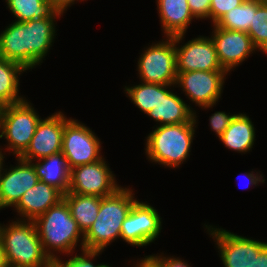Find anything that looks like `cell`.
Instances as JSON below:
<instances>
[{"label":"cell","mask_w":267,"mask_h":267,"mask_svg":"<svg viewBox=\"0 0 267 267\" xmlns=\"http://www.w3.org/2000/svg\"><path fill=\"white\" fill-rule=\"evenodd\" d=\"M28 100L5 105L0 111V138L8 141L6 148L20 157L30 145L41 118Z\"/></svg>","instance_id":"obj_6"},{"label":"cell","mask_w":267,"mask_h":267,"mask_svg":"<svg viewBox=\"0 0 267 267\" xmlns=\"http://www.w3.org/2000/svg\"><path fill=\"white\" fill-rule=\"evenodd\" d=\"M1 147V146H0ZM4 153L2 152V149L0 148V177H1V173L3 171V168H4V165H3V162H4Z\"/></svg>","instance_id":"obj_38"},{"label":"cell","mask_w":267,"mask_h":267,"mask_svg":"<svg viewBox=\"0 0 267 267\" xmlns=\"http://www.w3.org/2000/svg\"><path fill=\"white\" fill-rule=\"evenodd\" d=\"M251 267H267V245L254 257Z\"/></svg>","instance_id":"obj_34"},{"label":"cell","mask_w":267,"mask_h":267,"mask_svg":"<svg viewBox=\"0 0 267 267\" xmlns=\"http://www.w3.org/2000/svg\"><path fill=\"white\" fill-rule=\"evenodd\" d=\"M236 114L229 115L225 112H215L209 118L210 128L216 133L217 137H221L230 125Z\"/></svg>","instance_id":"obj_31"},{"label":"cell","mask_w":267,"mask_h":267,"mask_svg":"<svg viewBox=\"0 0 267 267\" xmlns=\"http://www.w3.org/2000/svg\"><path fill=\"white\" fill-rule=\"evenodd\" d=\"M157 10L165 37H174L186 33L195 19L187 0H156Z\"/></svg>","instance_id":"obj_19"},{"label":"cell","mask_w":267,"mask_h":267,"mask_svg":"<svg viewBox=\"0 0 267 267\" xmlns=\"http://www.w3.org/2000/svg\"><path fill=\"white\" fill-rule=\"evenodd\" d=\"M247 34L251 37L253 45L262 50L267 45V1L265 0L253 12V19Z\"/></svg>","instance_id":"obj_27"},{"label":"cell","mask_w":267,"mask_h":267,"mask_svg":"<svg viewBox=\"0 0 267 267\" xmlns=\"http://www.w3.org/2000/svg\"><path fill=\"white\" fill-rule=\"evenodd\" d=\"M100 143V139L85 124L65 116L61 152L67 159L69 169L102 159Z\"/></svg>","instance_id":"obj_8"},{"label":"cell","mask_w":267,"mask_h":267,"mask_svg":"<svg viewBox=\"0 0 267 267\" xmlns=\"http://www.w3.org/2000/svg\"><path fill=\"white\" fill-rule=\"evenodd\" d=\"M127 96L142 112L147 114L161 102V84L142 82L127 87L124 90Z\"/></svg>","instance_id":"obj_26"},{"label":"cell","mask_w":267,"mask_h":267,"mask_svg":"<svg viewBox=\"0 0 267 267\" xmlns=\"http://www.w3.org/2000/svg\"><path fill=\"white\" fill-rule=\"evenodd\" d=\"M48 1L50 2L52 8L55 11L64 14L65 13L64 11H66L67 8L71 6V4H74L76 0H48ZM80 1H84V0H80Z\"/></svg>","instance_id":"obj_33"},{"label":"cell","mask_w":267,"mask_h":267,"mask_svg":"<svg viewBox=\"0 0 267 267\" xmlns=\"http://www.w3.org/2000/svg\"><path fill=\"white\" fill-rule=\"evenodd\" d=\"M244 0H211L210 4V19L214 25L227 12L241 5Z\"/></svg>","instance_id":"obj_29"},{"label":"cell","mask_w":267,"mask_h":267,"mask_svg":"<svg viewBox=\"0 0 267 267\" xmlns=\"http://www.w3.org/2000/svg\"><path fill=\"white\" fill-rule=\"evenodd\" d=\"M191 13L197 19H210L211 0H187Z\"/></svg>","instance_id":"obj_32"},{"label":"cell","mask_w":267,"mask_h":267,"mask_svg":"<svg viewBox=\"0 0 267 267\" xmlns=\"http://www.w3.org/2000/svg\"><path fill=\"white\" fill-rule=\"evenodd\" d=\"M10 12L16 17L15 21L24 22L45 17L63 15L55 11L48 0H5Z\"/></svg>","instance_id":"obj_24"},{"label":"cell","mask_w":267,"mask_h":267,"mask_svg":"<svg viewBox=\"0 0 267 267\" xmlns=\"http://www.w3.org/2000/svg\"><path fill=\"white\" fill-rule=\"evenodd\" d=\"M56 17L15 21L0 33V58L36 68L51 49L55 38Z\"/></svg>","instance_id":"obj_1"},{"label":"cell","mask_w":267,"mask_h":267,"mask_svg":"<svg viewBox=\"0 0 267 267\" xmlns=\"http://www.w3.org/2000/svg\"><path fill=\"white\" fill-rule=\"evenodd\" d=\"M65 126V115L56 112L45 119H41L36 127L30 145L20 156L21 159L34 162L62 150L63 133Z\"/></svg>","instance_id":"obj_14"},{"label":"cell","mask_w":267,"mask_h":267,"mask_svg":"<svg viewBox=\"0 0 267 267\" xmlns=\"http://www.w3.org/2000/svg\"><path fill=\"white\" fill-rule=\"evenodd\" d=\"M13 221L0 224V241L8 267H48L51 259L45 254L34 221Z\"/></svg>","instance_id":"obj_5"},{"label":"cell","mask_w":267,"mask_h":267,"mask_svg":"<svg viewBox=\"0 0 267 267\" xmlns=\"http://www.w3.org/2000/svg\"><path fill=\"white\" fill-rule=\"evenodd\" d=\"M171 86L174 87V85L161 84V102L157 107L150 110L147 115L159 122L160 125L193 122L195 120V110L190 105H187L177 94L169 90Z\"/></svg>","instance_id":"obj_18"},{"label":"cell","mask_w":267,"mask_h":267,"mask_svg":"<svg viewBox=\"0 0 267 267\" xmlns=\"http://www.w3.org/2000/svg\"><path fill=\"white\" fill-rule=\"evenodd\" d=\"M48 267H64L58 260H51Z\"/></svg>","instance_id":"obj_39"},{"label":"cell","mask_w":267,"mask_h":267,"mask_svg":"<svg viewBox=\"0 0 267 267\" xmlns=\"http://www.w3.org/2000/svg\"><path fill=\"white\" fill-rule=\"evenodd\" d=\"M34 224L42 248L51 260L59 259L57 252L73 254L80 241L78 246H81V251L84 249V235L78 228L77 222L72 218L70 208L64 199L37 217Z\"/></svg>","instance_id":"obj_2"},{"label":"cell","mask_w":267,"mask_h":267,"mask_svg":"<svg viewBox=\"0 0 267 267\" xmlns=\"http://www.w3.org/2000/svg\"><path fill=\"white\" fill-rule=\"evenodd\" d=\"M63 195L56 187L39 180L22 195L14 208L21 217L20 220L34 221L63 200Z\"/></svg>","instance_id":"obj_17"},{"label":"cell","mask_w":267,"mask_h":267,"mask_svg":"<svg viewBox=\"0 0 267 267\" xmlns=\"http://www.w3.org/2000/svg\"><path fill=\"white\" fill-rule=\"evenodd\" d=\"M139 261H137V264H135L136 266L134 267H152L144 258Z\"/></svg>","instance_id":"obj_37"},{"label":"cell","mask_w":267,"mask_h":267,"mask_svg":"<svg viewBox=\"0 0 267 267\" xmlns=\"http://www.w3.org/2000/svg\"><path fill=\"white\" fill-rule=\"evenodd\" d=\"M255 135V127L249 116L239 113L232 119L219 140L228 149L245 154L252 150L256 140Z\"/></svg>","instance_id":"obj_20"},{"label":"cell","mask_w":267,"mask_h":267,"mask_svg":"<svg viewBox=\"0 0 267 267\" xmlns=\"http://www.w3.org/2000/svg\"><path fill=\"white\" fill-rule=\"evenodd\" d=\"M227 71H188L177 74L175 87L200 108H212L221 98Z\"/></svg>","instance_id":"obj_9"},{"label":"cell","mask_w":267,"mask_h":267,"mask_svg":"<svg viewBox=\"0 0 267 267\" xmlns=\"http://www.w3.org/2000/svg\"><path fill=\"white\" fill-rule=\"evenodd\" d=\"M105 159L70 169L68 192L80 195L105 197L119 186Z\"/></svg>","instance_id":"obj_10"},{"label":"cell","mask_w":267,"mask_h":267,"mask_svg":"<svg viewBox=\"0 0 267 267\" xmlns=\"http://www.w3.org/2000/svg\"><path fill=\"white\" fill-rule=\"evenodd\" d=\"M264 1L244 0L241 5L227 12L215 25L226 30L247 32L253 19V12H256Z\"/></svg>","instance_id":"obj_25"},{"label":"cell","mask_w":267,"mask_h":267,"mask_svg":"<svg viewBox=\"0 0 267 267\" xmlns=\"http://www.w3.org/2000/svg\"><path fill=\"white\" fill-rule=\"evenodd\" d=\"M138 60V74L142 82L175 85L177 80L176 45L173 37L152 43Z\"/></svg>","instance_id":"obj_7"},{"label":"cell","mask_w":267,"mask_h":267,"mask_svg":"<svg viewBox=\"0 0 267 267\" xmlns=\"http://www.w3.org/2000/svg\"><path fill=\"white\" fill-rule=\"evenodd\" d=\"M189 123L159 125L146 137L145 154L152 162L177 168L189 157L197 115Z\"/></svg>","instance_id":"obj_4"},{"label":"cell","mask_w":267,"mask_h":267,"mask_svg":"<svg viewBox=\"0 0 267 267\" xmlns=\"http://www.w3.org/2000/svg\"><path fill=\"white\" fill-rule=\"evenodd\" d=\"M101 253L102 251L83 249L82 254H79V256L76 254L75 256H72L66 260V262H63L60 258L58 261L64 267H105L107 264L94 265L92 261V259L96 258V256H99Z\"/></svg>","instance_id":"obj_28"},{"label":"cell","mask_w":267,"mask_h":267,"mask_svg":"<svg viewBox=\"0 0 267 267\" xmlns=\"http://www.w3.org/2000/svg\"><path fill=\"white\" fill-rule=\"evenodd\" d=\"M161 224L160 214L154 207L136 200L122 223L120 238L132 246H147L160 235Z\"/></svg>","instance_id":"obj_11"},{"label":"cell","mask_w":267,"mask_h":267,"mask_svg":"<svg viewBox=\"0 0 267 267\" xmlns=\"http://www.w3.org/2000/svg\"><path fill=\"white\" fill-rule=\"evenodd\" d=\"M145 260L152 267H191L187 262L175 257H164L163 255H149L144 256Z\"/></svg>","instance_id":"obj_30"},{"label":"cell","mask_w":267,"mask_h":267,"mask_svg":"<svg viewBox=\"0 0 267 267\" xmlns=\"http://www.w3.org/2000/svg\"><path fill=\"white\" fill-rule=\"evenodd\" d=\"M263 53L267 54V45L261 50Z\"/></svg>","instance_id":"obj_40"},{"label":"cell","mask_w":267,"mask_h":267,"mask_svg":"<svg viewBox=\"0 0 267 267\" xmlns=\"http://www.w3.org/2000/svg\"><path fill=\"white\" fill-rule=\"evenodd\" d=\"M205 226L216 242L224 267H251L254 257L267 245L266 242L243 237L223 228Z\"/></svg>","instance_id":"obj_12"},{"label":"cell","mask_w":267,"mask_h":267,"mask_svg":"<svg viewBox=\"0 0 267 267\" xmlns=\"http://www.w3.org/2000/svg\"><path fill=\"white\" fill-rule=\"evenodd\" d=\"M253 173H255V172L251 171L250 173H247V174L244 175L246 177V179L248 178L249 185L257 186L259 184V182L260 183H264L265 182V179L263 178L264 176H262V174L260 175V172H258L259 174L257 172L255 174H253Z\"/></svg>","instance_id":"obj_35"},{"label":"cell","mask_w":267,"mask_h":267,"mask_svg":"<svg viewBox=\"0 0 267 267\" xmlns=\"http://www.w3.org/2000/svg\"><path fill=\"white\" fill-rule=\"evenodd\" d=\"M0 267H8L1 241H0Z\"/></svg>","instance_id":"obj_36"},{"label":"cell","mask_w":267,"mask_h":267,"mask_svg":"<svg viewBox=\"0 0 267 267\" xmlns=\"http://www.w3.org/2000/svg\"><path fill=\"white\" fill-rule=\"evenodd\" d=\"M212 40L216 47L220 65L227 72L232 71L258 49L245 31L226 30L213 25Z\"/></svg>","instance_id":"obj_15"},{"label":"cell","mask_w":267,"mask_h":267,"mask_svg":"<svg viewBox=\"0 0 267 267\" xmlns=\"http://www.w3.org/2000/svg\"><path fill=\"white\" fill-rule=\"evenodd\" d=\"M132 192L120 187L113 194L101 198L97 218L84 235V249L104 251L120 238L122 223L137 200Z\"/></svg>","instance_id":"obj_3"},{"label":"cell","mask_w":267,"mask_h":267,"mask_svg":"<svg viewBox=\"0 0 267 267\" xmlns=\"http://www.w3.org/2000/svg\"><path fill=\"white\" fill-rule=\"evenodd\" d=\"M17 165L4 169L0 177V210L14 207L22 195L32 188L39 178L32 162L17 157ZM8 170V171H7Z\"/></svg>","instance_id":"obj_16"},{"label":"cell","mask_w":267,"mask_h":267,"mask_svg":"<svg viewBox=\"0 0 267 267\" xmlns=\"http://www.w3.org/2000/svg\"><path fill=\"white\" fill-rule=\"evenodd\" d=\"M102 197L95 195H80L67 192L63 195L70 208L72 218L85 235L97 218Z\"/></svg>","instance_id":"obj_22"},{"label":"cell","mask_w":267,"mask_h":267,"mask_svg":"<svg viewBox=\"0 0 267 267\" xmlns=\"http://www.w3.org/2000/svg\"><path fill=\"white\" fill-rule=\"evenodd\" d=\"M26 69L19 63L0 58V106L16 104L26 98L19 96V76ZM19 74V75H18Z\"/></svg>","instance_id":"obj_23"},{"label":"cell","mask_w":267,"mask_h":267,"mask_svg":"<svg viewBox=\"0 0 267 267\" xmlns=\"http://www.w3.org/2000/svg\"><path fill=\"white\" fill-rule=\"evenodd\" d=\"M177 74L188 71H226L219 63L216 47L209 36L193 38L180 47L184 34L174 36ZM178 45V47H177Z\"/></svg>","instance_id":"obj_13"},{"label":"cell","mask_w":267,"mask_h":267,"mask_svg":"<svg viewBox=\"0 0 267 267\" xmlns=\"http://www.w3.org/2000/svg\"><path fill=\"white\" fill-rule=\"evenodd\" d=\"M36 162L32 164L39 180L66 194L69 189L70 169L63 153L60 152Z\"/></svg>","instance_id":"obj_21"}]
</instances>
